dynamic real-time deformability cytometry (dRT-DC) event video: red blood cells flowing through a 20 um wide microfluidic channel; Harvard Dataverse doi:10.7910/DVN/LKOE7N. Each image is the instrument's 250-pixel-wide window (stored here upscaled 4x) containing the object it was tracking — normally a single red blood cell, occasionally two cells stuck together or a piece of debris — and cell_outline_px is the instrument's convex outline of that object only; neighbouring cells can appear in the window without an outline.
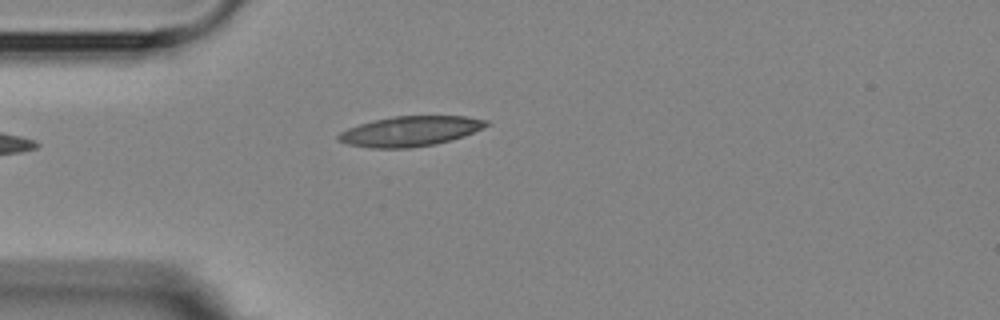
{"species": "Egyptian fruit bat (a non-hibernating species)", "species_latin": "Rousettus aegyptiacus", "temperature_condition": "room temperature", "stored_images_in_passage": 4, "camera_frame_rate_fps": 3000, "um_per_image_px": 0.085, "animal": {"sex": "female"}, "frame": {"image": 1, "passage_image": 4, "time_ms": 4.333, "image_size_px": [1000, 320], "cell_outline_px": [[492, 124], [484, 128], [464, 136], [436, 144], [408, 148], [372, 148], [348, 144], [336, 140], [336, 136], [340, 132], [348, 128], [360, 124], [392, 116], [464, 116], [488, 120]], "centroid_in_image_um": [34.89, 11.15], "position_along_channel_um": 50.1, "area_um2": 25.95}}